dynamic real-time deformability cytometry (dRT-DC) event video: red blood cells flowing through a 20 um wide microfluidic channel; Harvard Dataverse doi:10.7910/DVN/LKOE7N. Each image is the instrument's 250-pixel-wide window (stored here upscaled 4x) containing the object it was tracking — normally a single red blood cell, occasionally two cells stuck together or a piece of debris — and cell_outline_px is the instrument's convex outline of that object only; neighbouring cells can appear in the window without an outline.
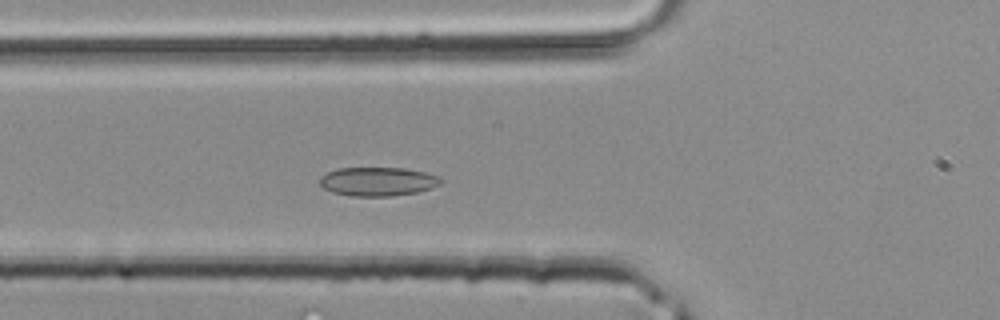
{"species": "common noctule bat (a hibernating species)", "species_latin": "Nyctalus noctula", "temperature_condition": "room temperature", "stored_images_in_passage": 30, "camera_frame_rate_fps": 3000, "um_per_image_px": 0.085, "animal": {"sex": "male", "body_mass_g": 20.4}, "frame": {"image": 1, "passage_image": 7, "time_ms": 2.0, "image_size_px": [1000, 320], "cell_outline_px": [[444, 180], [440, 184], [432, 188], [416, 192], [392, 196], [352, 196], [332, 192], [324, 188], [320, 184], [320, 176], [336, 168], [404, 168], [424, 172], [440, 176]], "centroid_in_image_um": [32.13, 15.42], "position_along_channel_um": 93.7, "area_um2": 20.4}}
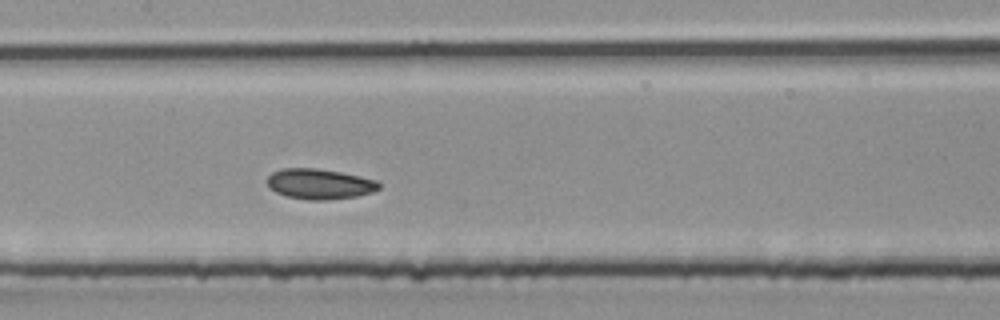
{"frame": {"image": 2, "passage_image": 12, "time_ms": 3.667, "image_size_px": [1000, 320], "cell_outline_px": [[380, 188], [372, 192], [356, 196], [324, 200], [308, 200], [288, 196], [276, 192], [268, 184], [268, 176], [272, 172], [280, 168], [316, 168], [340, 172], [360, 176], [376, 180], [380, 184]], "centroid_in_image_um": [27.17, 15.63], "position_along_channel_um": 180.2, "area_um2": 19.59}}
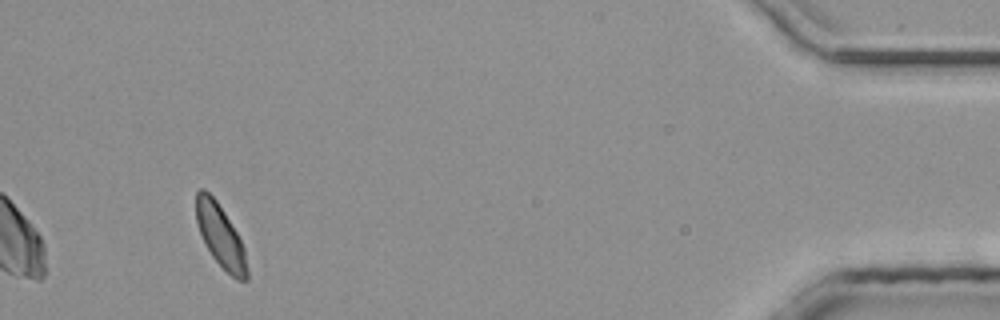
{"frame": {"image": 3, "passage_image": 30, "time_ms": 9.667, "image_size_px": [1000, 320], "cell_outline_px": [[248, 280], [236, 280], [212, 256], [200, 232], [196, 220], [196, 192], [200, 188], [204, 188], [216, 200], [224, 212], [236, 232], [244, 248], [248, 272]], "centroid_in_image_um": [18.74, 20.04], "position_along_channel_um": 416.5, "area_um2": 18.15}}